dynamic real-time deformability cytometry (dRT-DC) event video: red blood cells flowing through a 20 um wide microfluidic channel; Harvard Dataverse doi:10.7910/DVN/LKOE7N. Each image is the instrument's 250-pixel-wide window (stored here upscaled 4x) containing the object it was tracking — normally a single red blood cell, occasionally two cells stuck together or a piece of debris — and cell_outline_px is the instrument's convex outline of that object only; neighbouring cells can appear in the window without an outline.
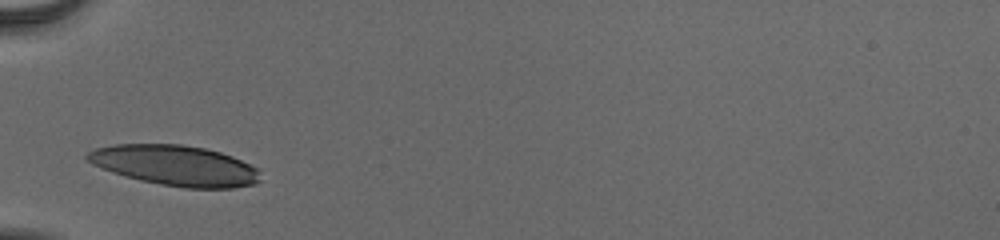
{"species": "human", "species_latin": "Homo sapiens", "temperature_condition": "cold", "stored_images_in_passage": 27, "camera_frame_rate_fps": 3000, "um_per_image_px": 0.085, "donor": {"sex": "male"}, "frame": {"image": 1, "passage_image": 1, "time_ms": 0.0, "image_size_px": [1000, 240], "cell_outline_px": [[260, 180], [256, 184], [232, 188], [184, 188], [160, 184], [140, 180], [112, 172], [100, 168], [92, 164], [84, 156], [88, 152], [96, 148], [116, 144], [184, 144], [204, 148], [220, 152], [232, 156], [256, 168], [260, 172]], "centroid_in_image_um": [14.89, 14.06], "position_along_channel_um": 70.1, "area_um2": 40.69}}
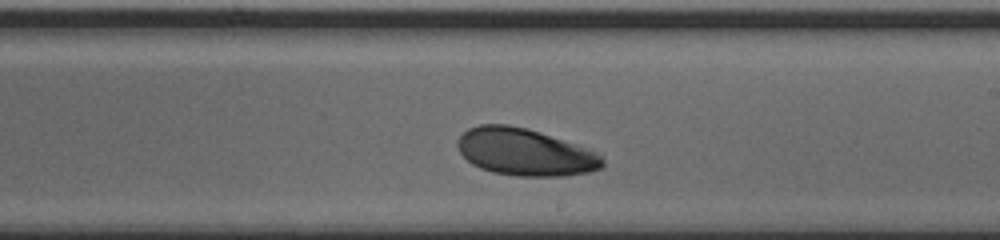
{"frame": {"image": 2, "passage_image": 15, "time_ms": 4.667, "image_size_px": [1000, 240], "cell_outline_px": [[604, 168], [588, 172], [564, 176], [516, 176], [492, 172], [480, 168], [472, 164], [460, 152], [456, 144], [460, 136], [468, 128], [480, 124], [508, 124], [528, 128], [572, 144], [592, 152], [600, 156], [604, 160]], "centroid_in_image_um": [44.56, 12.94], "position_along_channel_um": 244.4, "area_um2": 39.36}}
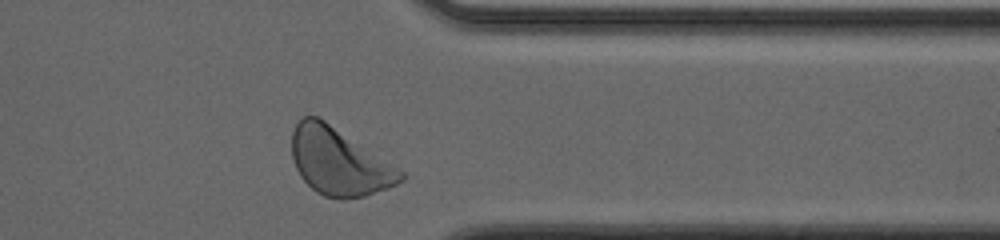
{"frame": {"image": 3, "passage_image": 26, "time_ms": 8.333, "image_size_px": [1000, 240], "cell_outline_px": [[404, 180], [388, 188], [364, 196], [344, 200], [340, 200], [324, 196], [316, 192], [300, 176], [296, 168], [292, 156], [292, 132], [296, 120], [304, 116], [316, 116], [324, 120], [404, 172]], "centroid_in_image_um": [28.78, 13.76], "position_along_channel_um": 382.6, "area_um2": 42.25}, "authors_computed_cell_mechanics": {"area_um2": 39.7664, "velocity_mm_per_s": 3.8203, "shape_relaxation_time_tau1_ms": 1.553, "shape_relaxation_time_tau2_ms": null, "deformation_change_tau1": 0.0869, "deformation_change_tau2": null}}